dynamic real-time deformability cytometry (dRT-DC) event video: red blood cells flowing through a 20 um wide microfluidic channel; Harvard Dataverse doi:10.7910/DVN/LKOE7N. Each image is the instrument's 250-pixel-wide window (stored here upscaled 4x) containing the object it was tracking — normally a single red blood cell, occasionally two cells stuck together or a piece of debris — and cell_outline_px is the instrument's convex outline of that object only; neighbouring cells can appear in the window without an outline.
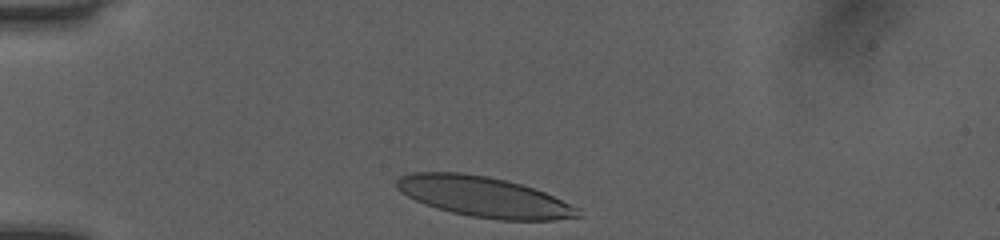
{"species": "human", "species_latin": "Homo sapiens", "temperature_condition": "room temperature", "stored_images_in_passage": 11, "camera_frame_rate_fps": 3000, "um_per_image_px": 0.085, "donor": {"sex": "female"}, "frame": {"image": 1, "passage_image": 1, "time_ms": 0.0, "image_size_px": [1000, 240], "cell_outline_px": [[584, 216], [552, 220], [496, 220], [472, 216], [452, 212], [436, 208], [416, 200], [400, 192], [396, 188], [396, 180], [400, 176], [412, 172], [460, 172], [488, 176], [520, 184], [544, 192], [580, 208]], "centroid_in_image_um": [41.14, 16.73], "position_along_channel_um": 43.9, "area_um2": 42.6}}
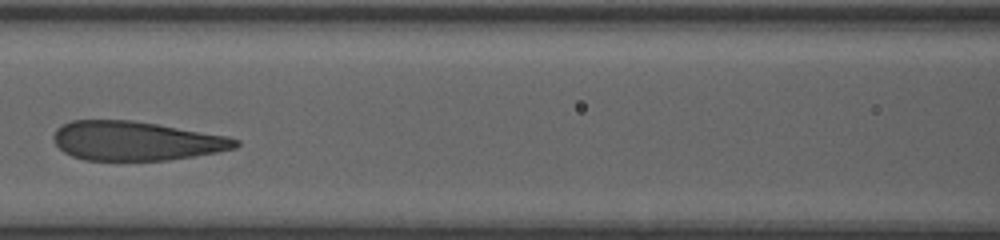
{"frame": {"image": 2, "passage_image": 8, "time_ms": 2.333, "image_size_px": [1000, 240], "cell_outline_px": [[240, 144], [236, 148], [216, 152], [168, 160], [84, 160], [72, 156], [64, 152], [52, 140], [52, 136], [56, 128], [72, 120], [132, 120], [228, 136], [240, 140]], "centroid_in_image_um": [11.54, 11.97], "position_along_channel_um": 155.1, "area_um2": 41.44}}
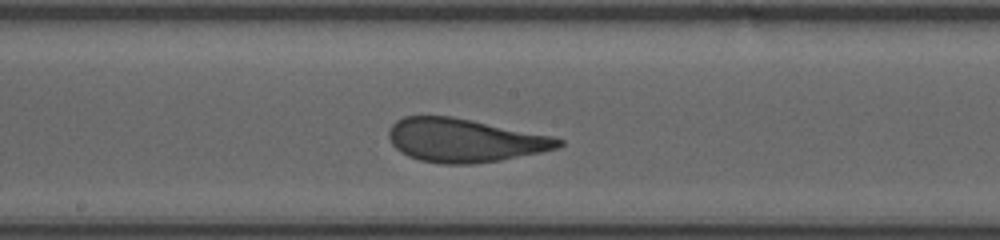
{"frame": {"image": 3, "passage_image": 11, "time_ms": 3.333, "image_size_px": [1000, 240], "cell_outline_px": [[564, 144], [556, 148], [540, 152], [500, 160], [472, 164], [444, 164], [420, 160], [408, 156], [400, 152], [392, 144], [388, 136], [388, 132], [392, 124], [396, 120], [404, 116], [452, 116], [552, 136], [564, 140]], "centroid_in_image_um": [39.45, 11.92], "position_along_channel_um": 208.7, "area_um2": 42.83}}